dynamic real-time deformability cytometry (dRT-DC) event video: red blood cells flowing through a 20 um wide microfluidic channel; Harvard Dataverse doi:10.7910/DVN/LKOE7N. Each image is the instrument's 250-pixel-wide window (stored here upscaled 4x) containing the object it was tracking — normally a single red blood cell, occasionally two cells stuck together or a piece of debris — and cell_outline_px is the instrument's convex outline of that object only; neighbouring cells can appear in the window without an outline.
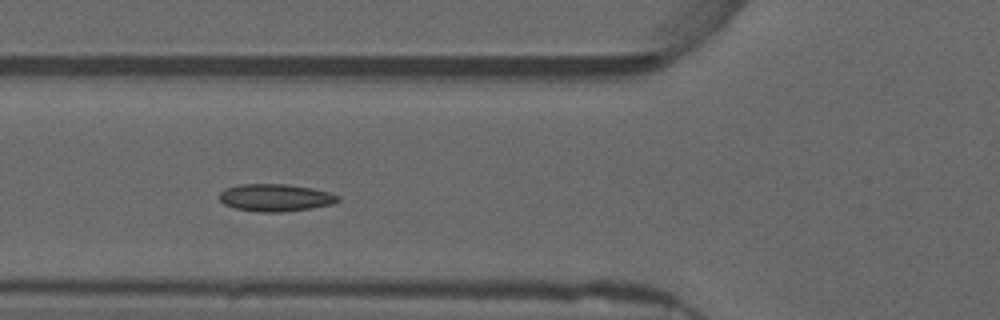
{"species": "common noctule bat (a hibernating species)", "species_latin": "Nyctalus noctula", "temperature_condition": "warm", "stored_images_in_passage": 50, "camera_frame_rate_fps": 3000, "um_per_image_px": 0.085, "animal": {"sex": "male", "forearm_length_mm": 52.5}, "frame": {"image": 1, "passage_image": 15, "time_ms": 4.667, "image_size_px": [1000, 320], "cell_outline_px": [[340, 200], [332, 204], [312, 208], [280, 212], [260, 212], [236, 208], [224, 204], [220, 200], [220, 192], [224, 188], [240, 184], [284, 184], [312, 188], [328, 192], [340, 196]], "centroid_in_image_um": [23.41, 16.79], "position_along_channel_um": 102.4, "area_um2": 18.84}, "authors_computed_cell_mechanics": {"area_um2": 17.8891, "velocity_mm_per_s": 3.6903, "shape_relaxation_time_tau1_ms": null, "shape_relaxation_time_tau2_ms": 4.5587, "deformation_change_tau1": null, "deformation_change_tau2": 0.0684}}